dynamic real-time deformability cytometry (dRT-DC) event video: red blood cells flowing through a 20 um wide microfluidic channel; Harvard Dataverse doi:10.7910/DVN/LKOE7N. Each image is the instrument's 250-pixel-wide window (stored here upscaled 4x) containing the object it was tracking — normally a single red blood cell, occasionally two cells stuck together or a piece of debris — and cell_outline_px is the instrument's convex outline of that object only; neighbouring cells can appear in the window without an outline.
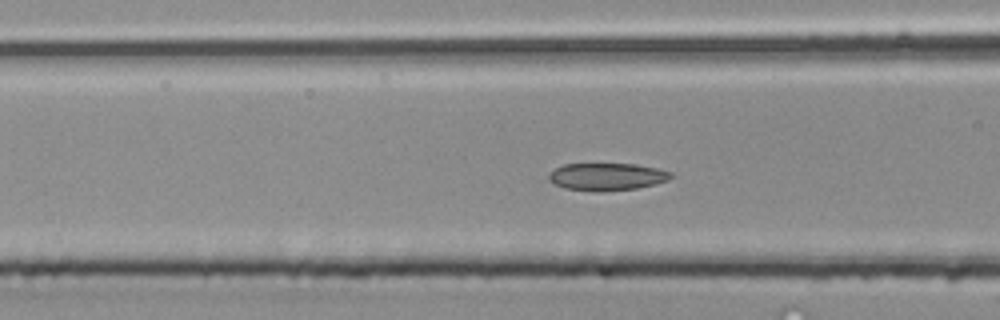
{"species": "common noctule bat (a hibernating species)", "species_latin": "Nyctalus noctula", "temperature_condition": "room temperature", "stored_images_in_passage": 38, "camera_frame_rate_fps": 3000, "um_per_image_px": 0.085, "animal": {"sex": "male", "body_mass_g": 20.4}, "frame": {"image": 1, "passage_image": 8, "time_ms": 2.333, "image_size_px": [1000, 320], "cell_outline_px": [[672, 176], [668, 180], [636, 188], [604, 192], [596, 192], [564, 188], [548, 180], [548, 172], [564, 164], [636, 164], [656, 168], [672, 172]], "centroid_in_image_um": [51.55, 15.02], "position_along_channel_um": 115.1, "area_um2": 19.54}}
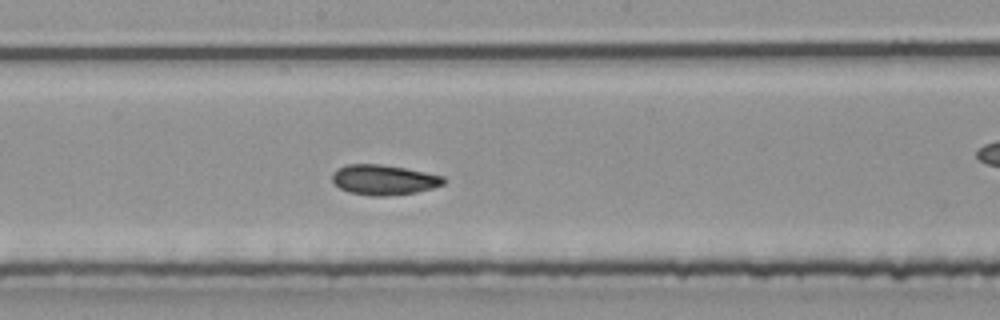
{"frame": {"image": 2, "passage_image": 15, "time_ms": 4.667, "image_size_px": [1000, 320], "cell_outline_px": [[444, 184], [432, 188], [416, 192], [384, 196], [372, 196], [348, 192], [340, 188], [332, 180], [332, 176], [340, 168], [348, 164], [380, 164], [404, 168], [444, 176]], "centroid_in_image_um": [32.63, 15.29], "position_along_channel_um": 215.6, "area_um2": 19.25}}
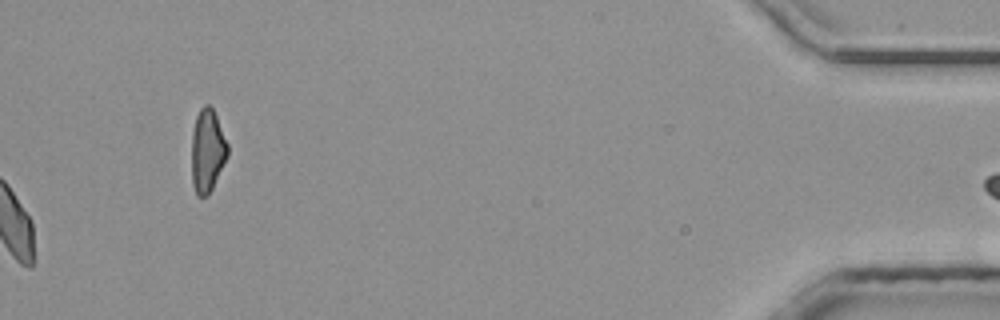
{"frame": {"image": 3, "passage_image": 38, "time_ms": 12.333, "image_size_px": [1000, 320], "cell_outline_px": [[228, 156], [208, 196], [196, 196], [192, 184], [192, 132], [196, 116], [200, 108], [204, 104], [208, 104], [212, 108], [216, 116], [228, 144]], "centroid_in_image_um": [17.62, 12.82], "position_along_channel_um": 417.6, "area_um2": 17.46}}